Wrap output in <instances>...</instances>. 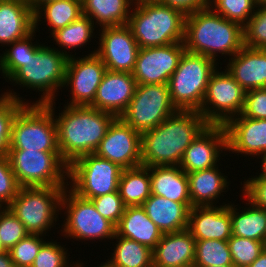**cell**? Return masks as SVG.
<instances>
[{
    "label": "cell",
    "instance_id": "cell-1",
    "mask_svg": "<svg viewBox=\"0 0 266 267\" xmlns=\"http://www.w3.org/2000/svg\"><path fill=\"white\" fill-rule=\"evenodd\" d=\"M208 125L198 111L177 110L157 127L141 134L142 165H179L186 148Z\"/></svg>",
    "mask_w": 266,
    "mask_h": 267
},
{
    "label": "cell",
    "instance_id": "cell-2",
    "mask_svg": "<svg viewBox=\"0 0 266 267\" xmlns=\"http://www.w3.org/2000/svg\"><path fill=\"white\" fill-rule=\"evenodd\" d=\"M54 116L60 155L68 165L83 155L94 153L116 118L90 106L67 105L59 116L55 113Z\"/></svg>",
    "mask_w": 266,
    "mask_h": 267
},
{
    "label": "cell",
    "instance_id": "cell-3",
    "mask_svg": "<svg viewBox=\"0 0 266 267\" xmlns=\"http://www.w3.org/2000/svg\"><path fill=\"white\" fill-rule=\"evenodd\" d=\"M183 43L186 51L214 61L219 53L233 57L244 46L243 27L209 6L186 16Z\"/></svg>",
    "mask_w": 266,
    "mask_h": 267
},
{
    "label": "cell",
    "instance_id": "cell-4",
    "mask_svg": "<svg viewBox=\"0 0 266 267\" xmlns=\"http://www.w3.org/2000/svg\"><path fill=\"white\" fill-rule=\"evenodd\" d=\"M128 26L139 48L183 42L185 18L181 11L160 2H134Z\"/></svg>",
    "mask_w": 266,
    "mask_h": 267
},
{
    "label": "cell",
    "instance_id": "cell-5",
    "mask_svg": "<svg viewBox=\"0 0 266 267\" xmlns=\"http://www.w3.org/2000/svg\"><path fill=\"white\" fill-rule=\"evenodd\" d=\"M43 45L9 79L13 84L43 92L35 104H45L56 99L55 92L64 86L67 62L71 57L69 51Z\"/></svg>",
    "mask_w": 266,
    "mask_h": 267
},
{
    "label": "cell",
    "instance_id": "cell-6",
    "mask_svg": "<svg viewBox=\"0 0 266 267\" xmlns=\"http://www.w3.org/2000/svg\"><path fill=\"white\" fill-rule=\"evenodd\" d=\"M29 104L13 120L9 150L59 151L55 101Z\"/></svg>",
    "mask_w": 266,
    "mask_h": 267
},
{
    "label": "cell",
    "instance_id": "cell-7",
    "mask_svg": "<svg viewBox=\"0 0 266 267\" xmlns=\"http://www.w3.org/2000/svg\"><path fill=\"white\" fill-rule=\"evenodd\" d=\"M217 65L209 57L185 50L168 82L171 101L177 110L201 109L208 81Z\"/></svg>",
    "mask_w": 266,
    "mask_h": 267
},
{
    "label": "cell",
    "instance_id": "cell-8",
    "mask_svg": "<svg viewBox=\"0 0 266 267\" xmlns=\"http://www.w3.org/2000/svg\"><path fill=\"white\" fill-rule=\"evenodd\" d=\"M7 156L21 187L69 186V165L60 151L9 150Z\"/></svg>",
    "mask_w": 266,
    "mask_h": 267
},
{
    "label": "cell",
    "instance_id": "cell-9",
    "mask_svg": "<svg viewBox=\"0 0 266 267\" xmlns=\"http://www.w3.org/2000/svg\"><path fill=\"white\" fill-rule=\"evenodd\" d=\"M65 188L21 187L7 208L24 224L29 234L46 236L57 221Z\"/></svg>",
    "mask_w": 266,
    "mask_h": 267
},
{
    "label": "cell",
    "instance_id": "cell-10",
    "mask_svg": "<svg viewBox=\"0 0 266 267\" xmlns=\"http://www.w3.org/2000/svg\"><path fill=\"white\" fill-rule=\"evenodd\" d=\"M123 168L94 153L83 155L69 165L70 189L85 199L117 192Z\"/></svg>",
    "mask_w": 266,
    "mask_h": 267
},
{
    "label": "cell",
    "instance_id": "cell-11",
    "mask_svg": "<svg viewBox=\"0 0 266 267\" xmlns=\"http://www.w3.org/2000/svg\"><path fill=\"white\" fill-rule=\"evenodd\" d=\"M68 189L69 187L65 188L61 198V210L66 209L62 235L76 240H113L116 233L115 225L96 210L91 200L80 197Z\"/></svg>",
    "mask_w": 266,
    "mask_h": 267
},
{
    "label": "cell",
    "instance_id": "cell-12",
    "mask_svg": "<svg viewBox=\"0 0 266 267\" xmlns=\"http://www.w3.org/2000/svg\"><path fill=\"white\" fill-rule=\"evenodd\" d=\"M176 111L168 84L137 85L133 98L120 118L142 134L157 127Z\"/></svg>",
    "mask_w": 266,
    "mask_h": 267
},
{
    "label": "cell",
    "instance_id": "cell-13",
    "mask_svg": "<svg viewBox=\"0 0 266 267\" xmlns=\"http://www.w3.org/2000/svg\"><path fill=\"white\" fill-rule=\"evenodd\" d=\"M245 92L226 69L223 72L216 69L208 81L198 112L209 124L225 125L242 113Z\"/></svg>",
    "mask_w": 266,
    "mask_h": 267
},
{
    "label": "cell",
    "instance_id": "cell-14",
    "mask_svg": "<svg viewBox=\"0 0 266 267\" xmlns=\"http://www.w3.org/2000/svg\"><path fill=\"white\" fill-rule=\"evenodd\" d=\"M97 50L76 58H68L64 86L70 85L72 100L67 106H90L96 96L98 86L103 79L106 66L96 54Z\"/></svg>",
    "mask_w": 266,
    "mask_h": 267
},
{
    "label": "cell",
    "instance_id": "cell-15",
    "mask_svg": "<svg viewBox=\"0 0 266 267\" xmlns=\"http://www.w3.org/2000/svg\"><path fill=\"white\" fill-rule=\"evenodd\" d=\"M185 50L183 42L139 48L132 71L137 85L168 84Z\"/></svg>",
    "mask_w": 266,
    "mask_h": 267
},
{
    "label": "cell",
    "instance_id": "cell-16",
    "mask_svg": "<svg viewBox=\"0 0 266 267\" xmlns=\"http://www.w3.org/2000/svg\"><path fill=\"white\" fill-rule=\"evenodd\" d=\"M94 154L118 164L121 168L142 165L141 133L116 117Z\"/></svg>",
    "mask_w": 266,
    "mask_h": 267
},
{
    "label": "cell",
    "instance_id": "cell-17",
    "mask_svg": "<svg viewBox=\"0 0 266 267\" xmlns=\"http://www.w3.org/2000/svg\"><path fill=\"white\" fill-rule=\"evenodd\" d=\"M96 54L107 70L132 73L139 46L128 25L103 27Z\"/></svg>",
    "mask_w": 266,
    "mask_h": 267
},
{
    "label": "cell",
    "instance_id": "cell-18",
    "mask_svg": "<svg viewBox=\"0 0 266 267\" xmlns=\"http://www.w3.org/2000/svg\"><path fill=\"white\" fill-rule=\"evenodd\" d=\"M223 150H227L225 126L209 124L186 148L179 167L185 173L210 169L218 165Z\"/></svg>",
    "mask_w": 266,
    "mask_h": 267
},
{
    "label": "cell",
    "instance_id": "cell-19",
    "mask_svg": "<svg viewBox=\"0 0 266 267\" xmlns=\"http://www.w3.org/2000/svg\"><path fill=\"white\" fill-rule=\"evenodd\" d=\"M227 150L248 156H266V119L231 118L225 125Z\"/></svg>",
    "mask_w": 266,
    "mask_h": 267
},
{
    "label": "cell",
    "instance_id": "cell-20",
    "mask_svg": "<svg viewBox=\"0 0 266 267\" xmlns=\"http://www.w3.org/2000/svg\"><path fill=\"white\" fill-rule=\"evenodd\" d=\"M136 86L132 73L107 70L90 107L120 117L133 98Z\"/></svg>",
    "mask_w": 266,
    "mask_h": 267
},
{
    "label": "cell",
    "instance_id": "cell-21",
    "mask_svg": "<svg viewBox=\"0 0 266 267\" xmlns=\"http://www.w3.org/2000/svg\"><path fill=\"white\" fill-rule=\"evenodd\" d=\"M217 206H196L190 209L187 229L195 240L228 241L231 237V204Z\"/></svg>",
    "mask_w": 266,
    "mask_h": 267
},
{
    "label": "cell",
    "instance_id": "cell-22",
    "mask_svg": "<svg viewBox=\"0 0 266 267\" xmlns=\"http://www.w3.org/2000/svg\"><path fill=\"white\" fill-rule=\"evenodd\" d=\"M196 240L188 229L163 234L152 250L153 267H193Z\"/></svg>",
    "mask_w": 266,
    "mask_h": 267
},
{
    "label": "cell",
    "instance_id": "cell-23",
    "mask_svg": "<svg viewBox=\"0 0 266 267\" xmlns=\"http://www.w3.org/2000/svg\"><path fill=\"white\" fill-rule=\"evenodd\" d=\"M226 70L245 91L266 88V49L244 45L229 57Z\"/></svg>",
    "mask_w": 266,
    "mask_h": 267
},
{
    "label": "cell",
    "instance_id": "cell-24",
    "mask_svg": "<svg viewBox=\"0 0 266 267\" xmlns=\"http://www.w3.org/2000/svg\"><path fill=\"white\" fill-rule=\"evenodd\" d=\"M34 30V12L26 0L0 1V43L8 45Z\"/></svg>",
    "mask_w": 266,
    "mask_h": 267
},
{
    "label": "cell",
    "instance_id": "cell-25",
    "mask_svg": "<svg viewBox=\"0 0 266 267\" xmlns=\"http://www.w3.org/2000/svg\"><path fill=\"white\" fill-rule=\"evenodd\" d=\"M142 207L163 234L188 228L191 202H176L151 194Z\"/></svg>",
    "mask_w": 266,
    "mask_h": 267
},
{
    "label": "cell",
    "instance_id": "cell-26",
    "mask_svg": "<svg viewBox=\"0 0 266 267\" xmlns=\"http://www.w3.org/2000/svg\"><path fill=\"white\" fill-rule=\"evenodd\" d=\"M115 228L118 236L137 241L152 250L163 235L142 206H127Z\"/></svg>",
    "mask_w": 266,
    "mask_h": 267
},
{
    "label": "cell",
    "instance_id": "cell-27",
    "mask_svg": "<svg viewBox=\"0 0 266 267\" xmlns=\"http://www.w3.org/2000/svg\"><path fill=\"white\" fill-rule=\"evenodd\" d=\"M219 166L206 170L186 173L188 177L189 196L192 207L214 206L228 186L227 176L221 173ZM220 171V172H219ZM214 202V203H213Z\"/></svg>",
    "mask_w": 266,
    "mask_h": 267
},
{
    "label": "cell",
    "instance_id": "cell-28",
    "mask_svg": "<svg viewBox=\"0 0 266 267\" xmlns=\"http://www.w3.org/2000/svg\"><path fill=\"white\" fill-rule=\"evenodd\" d=\"M151 194L176 202H191L187 174L179 165L150 167Z\"/></svg>",
    "mask_w": 266,
    "mask_h": 267
},
{
    "label": "cell",
    "instance_id": "cell-29",
    "mask_svg": "<svg viewBox=\"0 0 266 267\" xmlns=\"http://www.w3.org/2000/svg\"><path fill=\"white\" fill-rule=\"evenodd\" d=\"M134 0H82V13L100 28L127 25Z\"/></svg>",
    "mask_w": 266,
    "mask_h": 267
},
{
    "label": "cell",
    "instance_id": "cell-30",
    "mask_svg": "<svg viewBox=\"0 0 266 267\" xmlns=\"http://www.w3.org/2000/svg\"><path fill=\"white\" fill-rule=\"evenodd\" d=\"M118 192L127 206H142L151 195L150 167L143 165L123 169Z\"/></svg>",
    "mask_w": 266,
    "mask_h": 267
},
{
    "label": "cell",
    "instance_id": "cell-31",
    "mask_svg": "<svg viewBox=\"0 0 266 267\" xmlns=\"http://www.w3.org/2000/svg\"><path fill=\"white\" fill-rule=\"evenodd\" d=\"M246 201L249 207L242 211L231 203L232 235L266 244V209L254 206L247 199Z\"/></svg>",
    "mask_w": 266,
    "mask_h": 267
},
{
    "label": "cell",
    "instance_id": "cell-32",
    "mask_svg": "<svg viewBox=\"0 0 266 267\" xmlns=\"http://www.w3.org/2000/svg\"><path fill=\"white\" fill-rule=\"evenodd\" d=\"M82 13V0H56L41 5L34 12V29L38 22L45 19L50 26L51 34L77 20Z\"/></svg>",
    "mask_w": 266,
    "mask_h": 267
},
{
    "label": "cell",
    "instance_id": "cell-33",
    "mask_svg": "<svg viewBox=\"0 0 266 267\" xmlns=\"http://www.w3.org/2000/svg\"><path fill=\"white\" fill-rule=\"evenodd\" d=\"M116 247L108 263L113 267H153L152 249L115 233ZM119 240V241H118Z\"/></svg>",
    "mask_w": 266,
    "mask_h": 267
},
{
    "label": "cell",
    "instance_id": "cell-34",
    "mask_svg": "<svg viewBox=\"0 0 266 267\" xmlns=\"http://www.w3.org/2000/svg\"><path fill=\"white\" fill-rule=\"evenodd\" d=\"M33 30L26 37L16 40L10 45L7 51H5L0 56V73L9 80L21 67L25 66V62L30 58L35 56V52L42 46L39 43L33 44L35 42L32 37L35 35Z\"/></svg>",
    "mask_w": 266,
    "mask_h": 267
},
{
    "label": "cell",
    "instance_id": "cell-35",
    "mask_svg": "<svg viewBox=\"0 0 266 267\" xmlns=\"http://www.w3.org/2000/svg\"><path fill=\"white\" fill-rule=\"evenodd\" d=\"M94 22L88 17L81 15L77 20L69 25L53 32L51 37L59 45L58 47L65 50H71L83 47L84 44L90 42L94 36Z\"/></svg>",
    "mask_w": 266,
    "mask_h": 267
},
{
    "label": "cell",
    "instance_id": "cell-36",
    "mask_svg": "<svg viewBox=\"0 0 266 267\" xmlns=\"http://www.w3.org/2000/svg\"><path fill=\"white\" fill-rule=\"evenodd\" d=\"M234 266L227 241L196 240L193 267Z\"/></svg>",
    "mask_w": 266,
    "mask_h": 267
},
{
    "label": "cell",
    "instance_id": "cell-37",
    "mask_svg": "<svg viewBox=\"0 0 266 267\" xmlns=\"http://www.w3.org/2000/svg\"><path fill=\"white\" fill-rule=\"evenodd\" d=\"M0 101V156H7L10 149L12 123L18 112L26 105L16 92L7 91Z\"/></svg>",
    "mask_w": 266,
    "mask_h": 267
},
{
    "label": "cell",
    "instance_id": "cell-38",
    "mask_svg": "<svg viewBox=\"0 0 266 267\" xmlns=\"http://www.w3.org/2000/svg\"><path fill=\"white\" fill-rule=\"evenodd\" d=\"M210 7L229 21L244 27L257 8L256 0H210Z\"/></svg>",
    "mask_w": 266,
    "mask_h": 267
},
{
    "label": "cell",
    "instance_id": "cell-39",
    "mask_svg": "<svg viewBox=\"0 0 266 267\" xmlns=\"http://www.w3.org/2000/svg\"><path fill=\"white\" fill-rule=\"evenodd\" d=\"M227 242L234 267L249 266L266 247L264 242L234 235Z\"/></svg>",
    "mask_w": 266,
    "mask_h": 267
},
{
    "label": "cell",
    "instance_id": "cell-40",
    "mask_svg": "<svg viewBox=\"0 0 266 267\" xmlns=\"http://www.w3.org/2000/svg\"><path fill=\"white\" fill-rule=\"evenodd\" d=\"M42 236L28 234L8 250L15 267H31L41 246L46 242Z\"/></svg>",
    "mask_w": 266,
    "mask_h": 267
},
{
    "label": "cell",
    "instance_id": "cell-41",
    "mask_svg": "<svg viewBox=\"0 0 266 267\" xmlns=\"http://www.w3.org/2000/svg\"><path fill=\"white\" fill-rule=\"evenodd\" d=\"M29 233L24 224L7 208H0V240L8 251Z\"/></svg>",
    "mask_w": 266,
    "mask_h": 267
},
{
    "label": "cell",
    "instance_id": "cell-42",
    "mask_svg": "<svg viewBox=\"0 0 266 267\" xmlns=\"http://www.w3.org/2000/svg\"><path fill=\"white\" fill-rule=\"evenodd\" d=\"M67 254V249L56 241H46L41 246L31 267H83V263H79V261L75 264L73 262V264L68 266L69 261H67Z\"/></svg>",
    "mask_w": 266,
    "mask_h": 267
},
{
    "label": "cell",
    "instance_id": "cell-43",
    "mask_svg": "<svg viewBox=\"0 0 266 267\" xmlns=\"http://www.w3.org/2000/svg\"><path fill=\"white\" fill-rule=\"evenodd\" d=\"M243 33L245 46L266 49V8L257 6L243 27Z\"/></svg>",
    "mask_w": 266,
    "mask_h": 267
},
{
    "label": "cell",
    "instance_id": "cell-44",
    "mask_svg": "<svg viewBox=\"0 0 266 267\" xmlns=\"http://www.w3.org/2000/svg\"><path fill=\"white\" fill-rule=\"evenodd\" d=\"M20 188L8 156H0V208L7 207L16 197Z\"/></svg>",
    "mask_w": 266,
    "mask_h": 267
},
{
    "label": "cell",
    "instance_id": "cell-45",
    "mask_svg": "<svg viewBox=\"0 0 266 267\" xmlns=\"http://www.w3.org/2000/svg\"><path fill=\"white\" fill-rule=\"evenodd\" d=\"M96 210L115 226L119 223L120 218L124 214L126 206L123 203L119 192H112L90 199Z\"/></svg>",
    "mask_w": 266,
    "mask_h": 267
},
{
    "label": "cell",
    "instance_id": "cell-46",
    "mask_svg": "<svg viewBox=\"0 0 266 267\" xmlns=\"http://www.w3.org/2000/svg\"><path fill=\"white\" fill-rule=\"evenodd\" d=\"M259 176L248 178L243 184V195L256 207L266 209V169Z\"/></svg>",
    "mask_w": 266,
    "mask_h": 267
},
{
    "label": "cell",
    "instance_id": "cell-47",
    "mask_svg": "<svg viewBox=\"0 0 266 267\" xmlns=\"http://www.w3.org/2000/svg\"><path fill=\"white\" fill-rule=\"evenodd\" d=\"M241 115L253 119H266V88L252 89L245 92Z\"/></svg>",
    "mask_w": 266,
    "mask_h": 267
},
{
    "label": "cell",
    "instance_id": "cell-48",
    "mask_svg": "<svg viewBox=\"0 0 266 267\" xmlns=\"http://www.w3.org/2000/svg\"><path fill=\"white\" fill-rule=\"evenodd\" d=\"M158 2L179 10L186 16L210 6V0H159Z\"/></svg>",
    "mask_w": 266,
    "mask_h": 267
},
{
    "label": "cell",
    "instance_id": "cell-49",
    "mask_svg": "<svg viewBox=\"0 0 266 267\" xmlns=\"http://www.w3.org/2000/svg\"><path fill=\"white\" fill-rule=\"evenodd\" d=\"M0 267H15L9 251L0 253Z\"/></svg>",
    "mask_w": 266,
    "mask_h": 267
},
{
    "label": "cell",
    "instance_id": "cell-50",
    "mask_svg": "<svg viewBox=\"0 0 266 267\" xmlns=\"http://www.w3.org/2000/svg\"><path fill=\"white\" fill-rule=\"evenodd\" d=\"M247 267H266V247L260 255Z\"/></svg>",
    "mask_w": 266,
    "mask_h": 267
},
{
    "label": "cell",
    "instance_id": "cell-51",
    "mask_svg": "<svg viewBox=\"0 0 266 267\" xmlns=\"http://www.w3.org/2000/svg\"><path fill=\"white\" fill-rule=\"evenodd\" d=\"M26 1L29 3V6L32 8L33 12H35L44 3L56 0H26Z\"/></svg>",
    "mask_w": 266,
    "mask_h": 267
},
{
    "label": "cell",
    "instance_id": "cell-52",
    "mask_svg": "<svg viewBox=\"0 0 266 267\" xmlns=\"http://www.w3.org/2000/svg\"><path fill=\"white\" fill-rule=\"evenodd\" d=\"M257 6L266 8V0H256Z\"/></svg>",
    "mask_w": 266,
    "mask_h": 267
},
{
    "label": "cell",
    "instance_id": "cell-53",
    "mask_svg": "<svg viewBox=\"0 0 266 267\" xmlns=\"http://www.w3.org/2000/svg\"><path fill=\"white\" fill-rule=\"evenodd\" d=\"M159 0H134L136 3H144V2H158Z\"/></svg>",
    "mask_w": 266,
    "mask_h": 267
},
{
    "label": "cell",
    "instance_id": "cell-54",
    "mask_svg": "<svg viewBox=\"0 0 266 267\" xmlns=\"http://www.w3.org/2000/svg\"><path fill=\"white\" fill-rule=\"evenodd\" d=\"M261 168H266V156L264 157V159L261 161Z\"/></svg>",
    "mask_w": 266,
    "mask_h": 267
},
{
    "label": "cell",
    "instance_id": "cell-55",
    "mask_svg": "<svg viewBox=\"0 0 266 267\" xmlns=\"http://www.w3.org/2000/svg\"><path fill=\"white\" fill-rule=\"evenodd\" d=\"M97 267H113L111 266L108 262H105L103 264H101L100 266H97Z\"/></svg>",
    "mask_w": 266,
    "mask_h": 267
},
{
    "label": "cell",
    "instance_id": "cell-56",
    "mask_svg": "<svg viewBox=\"0 0 266 267\" xmlns=\"http://www.w3.org/2000/svg\"><path fill=\"white\" fill-rule=\"evenodd\" d=\"M5 251H7V250L3 247L1 240H0V253L5 252Z\"/></svg>",
    "mask_w": 266,
    "mask_h": 267
},
{
    "label": "cell",
    "instance_id": "cell-57",
    "mask_svg": "<svg viewBox=\"0 0 266 267\" xmlns=\"http://www.w3.org/2000/svg\"><path fill=\"white\" fill-rule=\"evenodd\" d=\"M6 96V94L4 93L3 95L0 96V101Z\"/></svg>",
    "mask_w": 266,
    "mask_h": 267
},
{
    "label": "cell",
    "instance_id": "cell-58",
    "mask_svg": "<svg viewBox=\"0 0 266 267\" xmlns=\"http://www.w3.org/2000/svg\"><path fill=\"white\" fill-rule=\"evenodd\" d=\"M211 267H234V266H211Z\"/></svg>",
    "mask_w": 266,
    "mask_h": 267
}]
</instances>
